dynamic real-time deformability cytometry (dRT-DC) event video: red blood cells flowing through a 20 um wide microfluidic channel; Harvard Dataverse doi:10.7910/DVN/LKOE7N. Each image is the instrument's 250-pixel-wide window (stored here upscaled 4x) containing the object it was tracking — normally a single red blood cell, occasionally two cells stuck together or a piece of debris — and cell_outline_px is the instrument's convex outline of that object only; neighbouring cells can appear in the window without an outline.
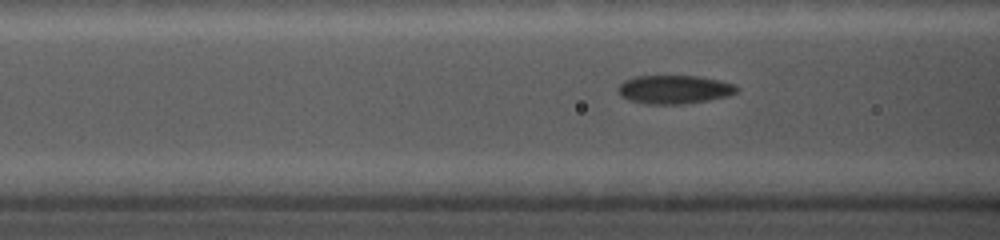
{"species": "common noctule bat (a hibernating species)", "species_latin": "Nyctalus noctula", "temperature_condition": "cold", "stored_images_in_passage": 21, "camera_frame_rate_fps": 5000, "um_per_image_px": 0.085, "animal": {"sex": "female", "body_mass_g": 19.0, "forearm_length_mm": 56.7}, "frame": {"image": 1, "passage_image": 8, "time_ms": 1.4, "image_size_px": [1000, 240], "cell_outline_px": [[740, 88], [736, 92], [728, 96], [708, 100], [684, 104], [644, 104], [628, 100], [620, 96], [620, 84], [624, 80], [636, 76], [700, 76], [720, 80], [736, 84]], "centroid_in_image_um": [57.35, 7.6], "position_along_channel_um": 109.3, "area_um2": 19.88}}
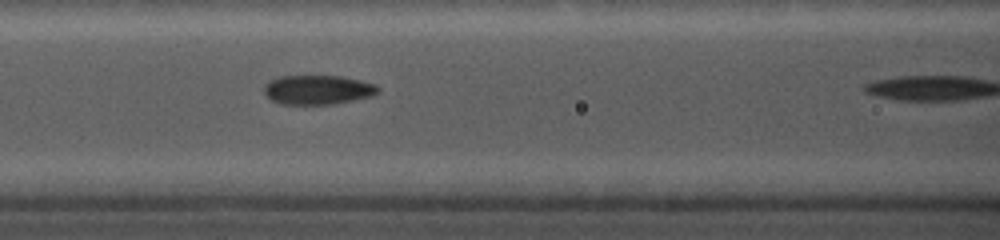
{"frame": {"image": 2, "passage_image": 11, "time_ms": 2.0, "image_size_px": [1000, 240], "cell_outline_px": [[380, 92], [372, 96], [332, 104], [280, 104], [272, 100], [264, 92], [264, 84], [268, 80], [280, 76], [340, 76], [360, 80], [376, 84], [380, 88]], "centroid_in_image_um": [27.01, 7.62], "position_along_channel_um": 139.6, "area_um2": 19.54}}
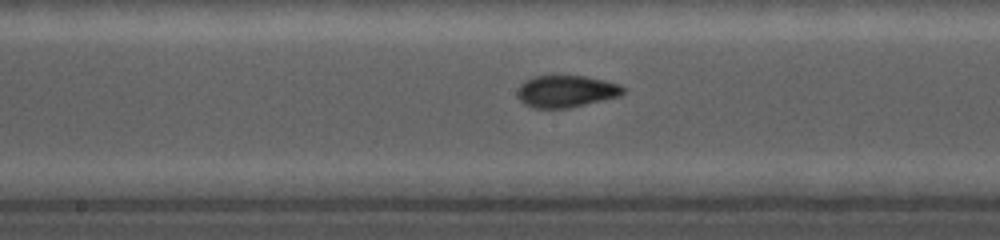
{"frame": {"image": 3, "passage_image": 18, "time_ms": 3.4, "image_size_px": [1000, 240], "cell_outline_px": [[624, 92], [620, 96], [568, 108], [532, 108], [524, 104], [516, 96], [516, 92], [520, 84], [524, 80], [536, 76], [584, 76], [604, 80], [620, 84], [624, 88]], "centroid_in_image_um": [48.08, 7.76], "position_along_channel_um": 200.1, "area_um2": 19.77}}